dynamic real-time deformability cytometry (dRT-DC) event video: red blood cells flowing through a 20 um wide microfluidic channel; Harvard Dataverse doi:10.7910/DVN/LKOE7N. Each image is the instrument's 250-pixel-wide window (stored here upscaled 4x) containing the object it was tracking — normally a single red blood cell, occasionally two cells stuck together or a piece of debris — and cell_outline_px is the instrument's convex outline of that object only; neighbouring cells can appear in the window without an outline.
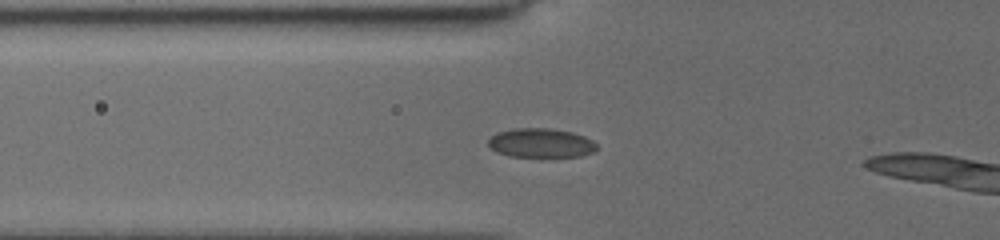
{"species": "common noctule bat (a hibernating species)", "species_latin": "Nyctalus noctula", "temperature_condition": "cold", "stored_images_in_passage": 17, "segment_of_instrument_passage": [1, 2], "camera_frame_rate_fps": 3000, "um_per_image_px": 0.085, "animal": {"sex": "female", "body_mass_g": 19.5, "forearm_length_mm": 54.1}, "frame": {"image": 1, "passage_image": 6, "time_ms": 3.0, "image_size_px": [1000, 240], "cell_outline_px": [[596, 148], [592, 152], [580, 156], [508, 156], [496, 152], [488, 144], [488, 140], [496, 132], [512, 128], [548, 128], [572, 132], [584, 136], [592, 140], [596, 144]], "centroid_in_image_um": [45.94, 12.14], "position_along_channel_um": 79.9, "area_um2": 18.32}}
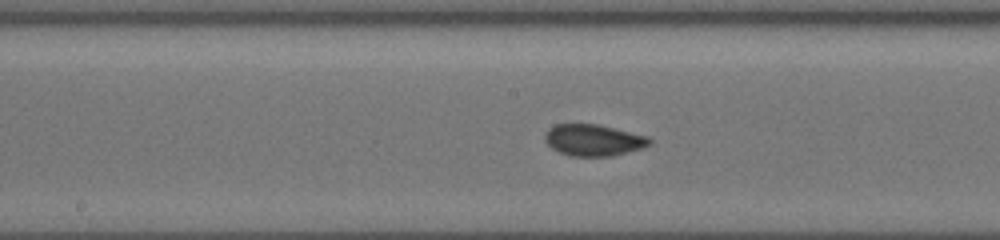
{"frame": {"image": 2, "passage_image": 13, "time_ms": 6.0, "image_size_px": [1000, 240], "cell_outline_px": [[652, 144], [640, 148], [612, 156], [568, 156], [552, 148], [544, 140], [544, 136], [548, 128], [556, 124], [600, 124], [648, 136], [652, 140]], "centroid_in_image_um": [50.44, 11.9], "position_along_channel_um": 197.8, "area_um2": 19.31}}
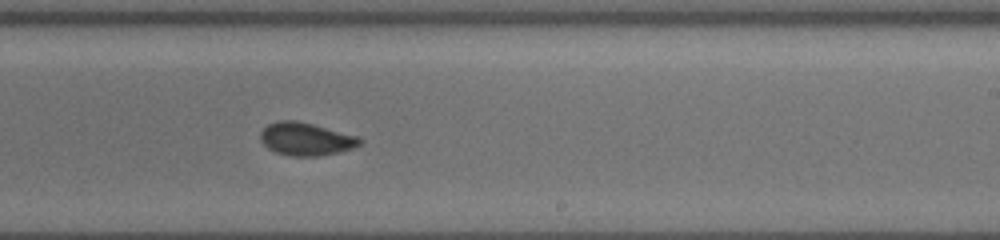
{"frame": {"image": 3, "passage_image": 16, "time_ms": 7.667, "image_size_px": [1000, 240], "cell_outline_px": [[364, 140], [360, 144], [352, 148], [340, 152], [316, 156], [292, 156], [276, 152], [268, 148], [260, 140], [260, 132], [268, 124], [276, 120], [296, 120], [360, 136]], "centroid_in_image_um": [26.02, 11.81], "position_along_channel_um": 263.0, "area_um2": 19.13}}